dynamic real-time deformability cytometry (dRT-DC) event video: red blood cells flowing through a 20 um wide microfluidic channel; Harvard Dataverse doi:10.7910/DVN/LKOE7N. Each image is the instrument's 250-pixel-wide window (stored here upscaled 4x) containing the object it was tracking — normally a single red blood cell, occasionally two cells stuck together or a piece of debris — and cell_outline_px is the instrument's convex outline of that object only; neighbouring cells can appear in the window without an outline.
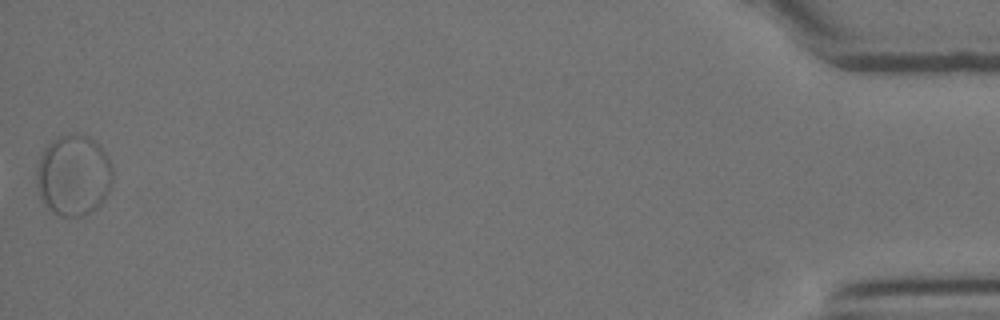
{"species": "Egyptian fruit bat (a non-hibernating species)", "species_latin": "Rousettus aegyptiacus", "temperature_condition": "room temperature", "stored_images_in_passage": 20, "camera_frame_rate_fps": 3000, "um_per_image_px": 0.085, "animal": {"sex": "female"}, "frame": {"image": 1, "passage_image": 20, "time_ms": 6.333, "image_size_px": [1000, 320], "cell_outline_px": [[112, 184], [104, 200], [96, 208], [84, 216], [60, 216], [52, 212], [40, 200], [36, 176], [36, 172], [40, 156], [44, 148], [52, 140], [60, 136], [76, 132], [88, 136], [100, 144], [108, 156], [112, 164]], "centroid_in_image_um": [6.26, 14.89], "position_along_channel_um": 428.9, "area_um2": 36.41}}